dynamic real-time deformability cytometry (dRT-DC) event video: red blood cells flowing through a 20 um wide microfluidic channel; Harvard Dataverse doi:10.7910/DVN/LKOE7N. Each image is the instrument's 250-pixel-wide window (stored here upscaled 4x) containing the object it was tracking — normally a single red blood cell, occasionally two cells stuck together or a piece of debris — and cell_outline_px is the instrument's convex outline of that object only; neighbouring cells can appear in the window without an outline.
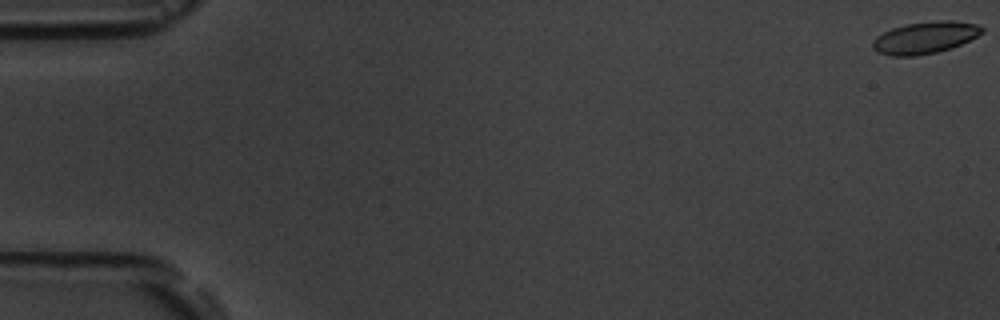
{"species": "common noctule bat (a hibernating species)", "species_latin": "Nyctalus noctula", "temperature_condition": "room temperature", "stored_images_in_passage": 6, "camera_frame_rate_fps": 3000, "um_per_image_px": 0.085, "animal": {"sex": "male", "body_mass_g": 19.5, "forearm_length_mm": 54.6}, "frame": {"image": 1, "passage_image": 1, "time_ms": 0.0, "image_size_px": [1000, 320], "cell_outline_px": [[984, 32], [952, 48], [936, 52], [916, 56], [892, 56], [876, 52], [872, 48], [872, 40], [876, 36], [892, 28], [908, 24], [936, 20], [952, 20], [976, 24], [984, 28]], "centroid_in_image_um": [78.6, 3.2], "position_along_channel_um": 6.4, "area_um2": 20.35}}
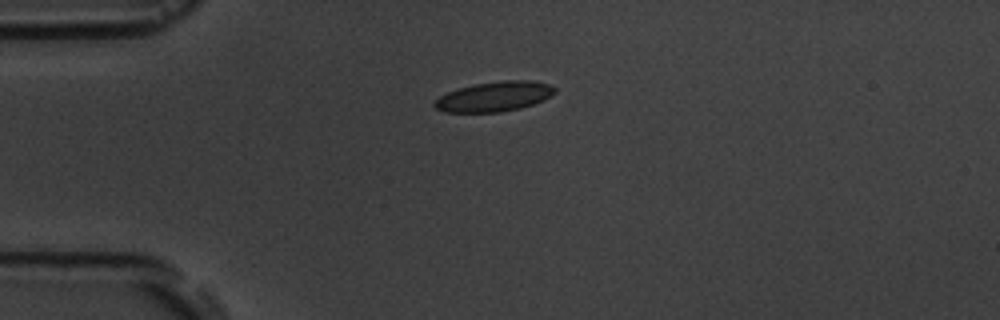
{"frame": {"image": 2, "passage_image": 5, "time_ms": 4.667, "image_size_px": [1000, 320], "cell_outline_px": [[556, 92], [552, 96], [544, 100], [520, 108], [500, 112], [444, 112], [436, 108], [432, 104], [440, 96], [448, 92], [460, 88], [476, 84], [500, 80], [532, 80], [548, 84], [556, 88]], "centroid_in_image_um": [42.05, 8.2], "position_along_channel_um": 43.0, "area_um2": 20.92}}